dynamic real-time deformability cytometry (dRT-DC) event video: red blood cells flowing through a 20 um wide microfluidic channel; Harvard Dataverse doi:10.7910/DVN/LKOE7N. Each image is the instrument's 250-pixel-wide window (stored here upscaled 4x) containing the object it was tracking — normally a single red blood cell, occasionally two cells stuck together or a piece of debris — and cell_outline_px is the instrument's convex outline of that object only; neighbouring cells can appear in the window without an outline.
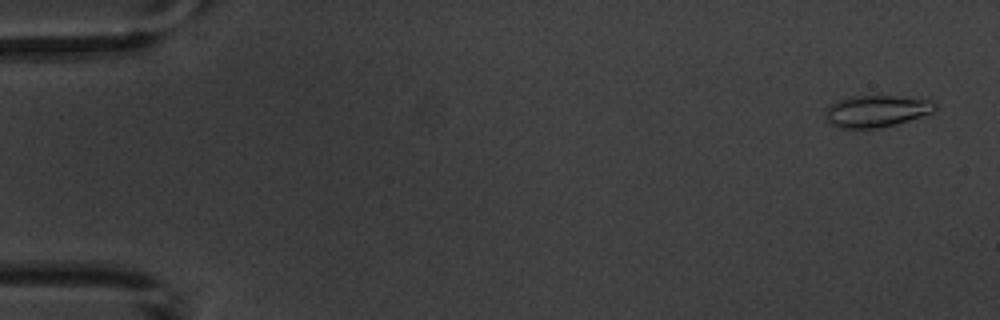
{"species": "common noctule bat (a hibernating species)", "species_latin": "Nyctalus noctula", "temperature_condition": "warm", "stored_images_in_passage": 4, "camera_frame_rate_fps": 3000, "um_per_image_px": 0.085, "animal": {"sex": "male", "body_mass_g": 20.1, "forearm_length_mm": 53.5}, "frame": {"image": 1, "passage_image": 1, "time_ms": 0.0, "image_size_px": [1000, 320], "cell_outline_px": [[936, 108], [932, 112], [896, 124], [880, 128], [840, 128], [828, 124], [824, 120], [824, 112], [828, 104], [836, 100], [848, 96], [876, 92], [928, 100], [936, 104]], "centroid_in_image_um": [74.38, 9.39], "position_along_channel_um": 10.6, "area_um2": 21.39}}
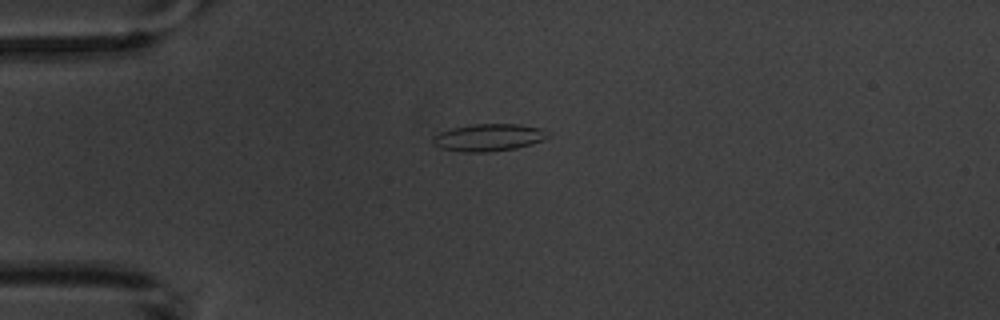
{"frame": {"image": 2, "passage_image": 4, "time_ms": 4.0, "image_size_px": [1000, 320], "cell_outline_px": [[552, 136], [516, 148], [488, 152], [464, 152], [440, 148], [432, 144], [432, 136], [440, 132], [452, 128], [472, 124], [520, 124], [540, 128], [552, 132]], "centroid_in_image_um": [41.53, 11.68], "position_along_channel_um": 43.5, "area_um2": 18.38}}